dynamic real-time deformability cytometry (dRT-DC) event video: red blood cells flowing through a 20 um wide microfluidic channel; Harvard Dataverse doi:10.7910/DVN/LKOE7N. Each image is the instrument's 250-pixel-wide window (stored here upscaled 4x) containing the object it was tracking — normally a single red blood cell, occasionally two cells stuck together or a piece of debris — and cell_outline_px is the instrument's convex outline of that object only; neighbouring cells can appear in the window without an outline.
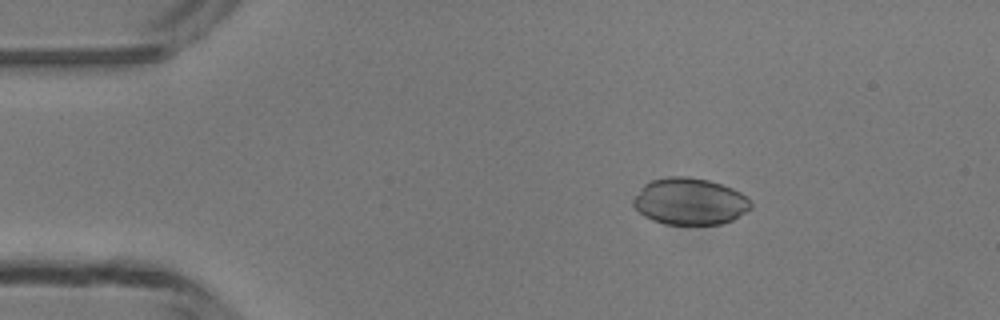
{"species": "common noctule bat (a hibernating species)", "species_latin": "Nyctalus noctula", "temperature_condition": "room temperature", "stored_images_in_passage": 4, "camera_frame_rate_fps": 3000, "um_per_image_px": 0.085, "animal": {"sex": "male", "body_mass_g": 13.3}, "frame": {"image": 1, "passage_image": 2, "time_ms": 1.0, "image_size_px": [1000, 320], "cell_outline_px": [[752, 208], [732, 220], [720, 224], [664, 224], [652, 220], [644, 216], [632, 204], [632, 200], [644, 184], [652, 180], [668, 176], [688, 176], [708, 180], [732, 188], [740, 192], [752, 200]], "centroid_in_image_um": [58.64, 17.12], "position_along_channel_um": 26.4, "area_um2": 32.08}}